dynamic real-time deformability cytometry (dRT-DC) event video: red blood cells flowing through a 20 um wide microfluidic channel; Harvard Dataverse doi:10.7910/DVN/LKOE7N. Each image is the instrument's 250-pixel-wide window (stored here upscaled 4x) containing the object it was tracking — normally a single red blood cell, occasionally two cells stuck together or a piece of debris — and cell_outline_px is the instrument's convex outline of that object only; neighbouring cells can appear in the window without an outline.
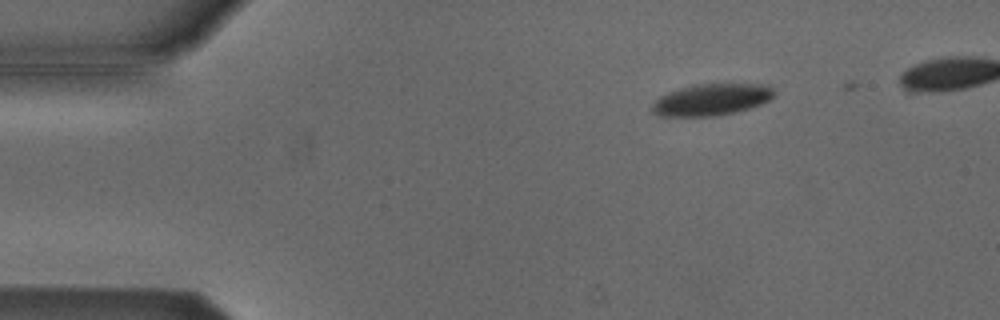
{"species": "Egyptian fruit bat (a non-hibernating species)", "species_latin": "Rousettus aegyptiacus", "temperature_condition": "cold", "stored_images_in_passage": 39, "camera_frame_rate_fps": 3000, "um_per_image_px": 0.085, "animal": {"sex": "male"}, "frame": {"image": 1, "passage_image": 4, "time_ms": 1.0, "image_size_px": [1000, 320], "cell_outline_px": [[776, 96], [760, 104], [748, 108], [716, 116], [660, 116], [652, 112], [652, 104], [660, 96], [668, 92], [680, 88], [696, 84], [768, 84], [776, 92]], "centroid_in_image_um": [60.49, 8.46], "position_along_channel_um": 24.5, "area_um2": 22.43}}
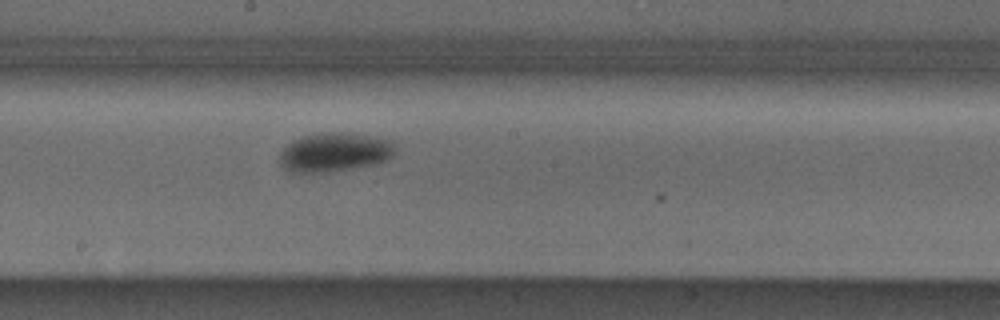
{"frame": {"image": 2, "passage_image": 25, "time_ms": 8.0, "image_size_px": [1000, 320], "cell_outline_px": [[396, 152], [392, 156], [384, 160], [372, 164], [324, 172], [288, 172], [280, 164], [280, 152], [292, 140], [304, 136], [320, 132], [348, 132], [392, 140], [396, 144]], "centroid_in_image_um": [28.43, 12.91], "position_along_channel_um": 219.8, "area_um2": 26.18}}
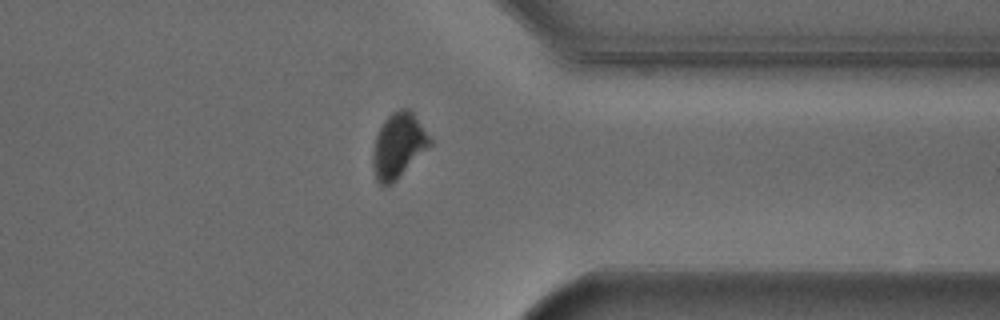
{"frame": {"image": 3, "passage_image": 38, "time_ms": 12.333, "image_size_px": [1000, 320], "cell_outline_px": [[432, 144], [392, 184], [384, 188], [376, 180], [372, 164], [372, 152], [376, 136], [384, 120], [392, 112], [400, 108], [408, 108], [412, 112], [432, 140]], "centroid_in_image_um": [33.84, 12.4], "position_along_channel_um": 377.6, "area_um2": 21.5}}